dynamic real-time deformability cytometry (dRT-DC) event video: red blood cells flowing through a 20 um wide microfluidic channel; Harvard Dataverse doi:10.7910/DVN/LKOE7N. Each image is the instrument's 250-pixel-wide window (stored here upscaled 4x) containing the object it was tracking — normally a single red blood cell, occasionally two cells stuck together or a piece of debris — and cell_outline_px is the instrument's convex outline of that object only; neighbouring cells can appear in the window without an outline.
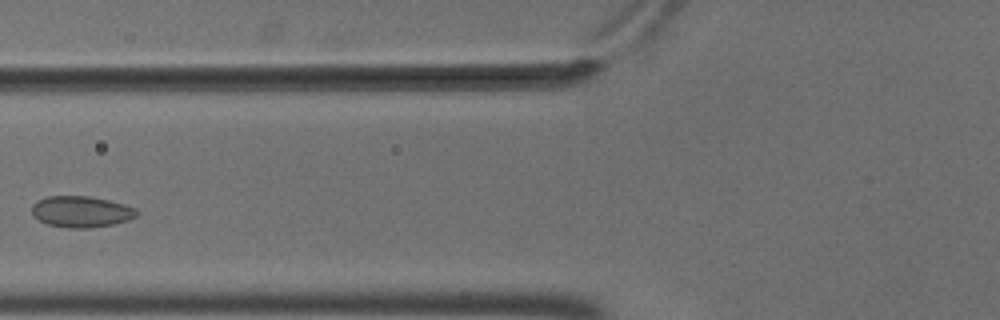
{"species": "common noctule bat (a hibernating species)", "species_latin": "Nyctalus noctula", "temperature_condition": "cold", "stored_images_in_passage": 6, "camera_frame_rate_fps": 3000, "um_per_image_px": 0.085, "animal": {"sex": "male", "body_mass_g": 18.8}, "frame": {"image": 1, "passage_image": 2, "time_ms": 0.333, "image_size_px": [1000, 320], "cell_outline_px": [[140, 212], [136, 216], [128, 220], [112, 224], [88, 228], [68, 228], [48, 224], [32, 216], [32, 204], [36, 200], [48, 196], [88, 196], [108, 200], [124, 204], [136, 208]], "centroid_in_image_um": [6.89, 17.98], "position_along_channel_um": 118.9, "area_um2": 19.13}}
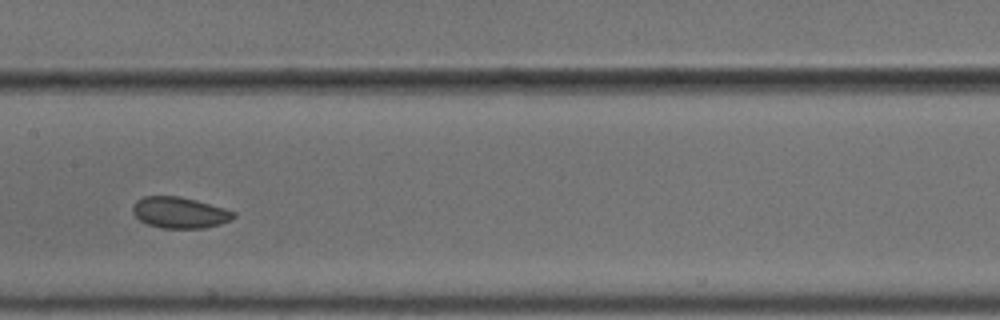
{"frame": {"image": 2, "passage_image": 4, "time_ms": 1.0, "image_size_px": [1000, 320], "cell_outline_px": [[236, 216], [232, 220], [220, 224], [204, 228], [160, 228], [148, 224], [140, 220], [132, 212], [132, 204], [136, 200], [144, 196], [180, 196], [196, 200], [224, 208], [236, 212]], "centroid_in_image_um": [15.27, 18.07], "position_along_channel_um": 192.1, "area_um2": 18.44}}
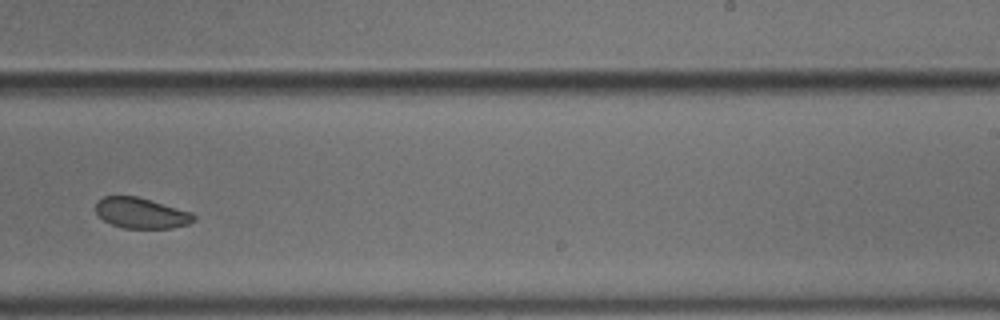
{"frame": {"image": 3, "passage_image": 6, "time_ms": 1.667, "image_size_px": [1000, 320], "cell_outline_px": [[196, 220], [188, 224], [172, 228], [124, 228], [112, 224], [104, 220], [96, 212], [96, 200], [104, 196], [136, 196], [192, 212], [196, 216]], "centroid_in_image_um": [12.01, 18.11], "position_along_channel_um": 277.0, "area_um2": 17.46}}